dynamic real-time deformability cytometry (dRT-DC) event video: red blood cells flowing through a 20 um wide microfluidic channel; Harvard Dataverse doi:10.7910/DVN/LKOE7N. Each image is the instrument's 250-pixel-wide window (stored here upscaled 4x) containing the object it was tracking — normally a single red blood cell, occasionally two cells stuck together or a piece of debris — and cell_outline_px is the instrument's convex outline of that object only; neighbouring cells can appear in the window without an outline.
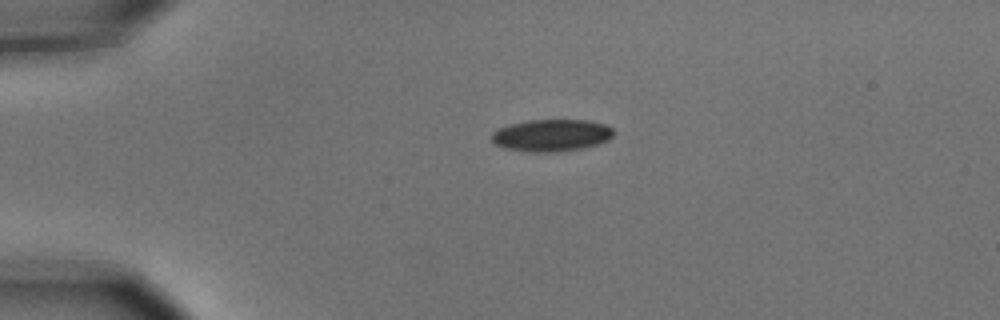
{"species": "common noctule bat (a hibernating species)", "species_latin": "Nyctalus noctula", "temperature_condition": "cold", "stored_images_in_passage": 5, "camera_frame_rate_fps": 3000, "um_per_image_px": 0.085, "animal": {"sex": "male", "body_mass_g": 15.6}, "frame": {"image": 1, "passage_image": 1, "time_ms": 0.0, "image_size_px": [1000, 320], "cell_outline_px": [[612, 136], [608, 140], [584, 148], [560, 152], [528, 152], [504, 148], [496, 144], [492, 140], [492, 132], [500, 128], [512, 124], [528, 120], [588, 120], [604, 124], [612, 128]], "centroid_in_image_um": [46.87, 11.51], "position_along_channel_um": 38.1, "area_um2": 22.72}}
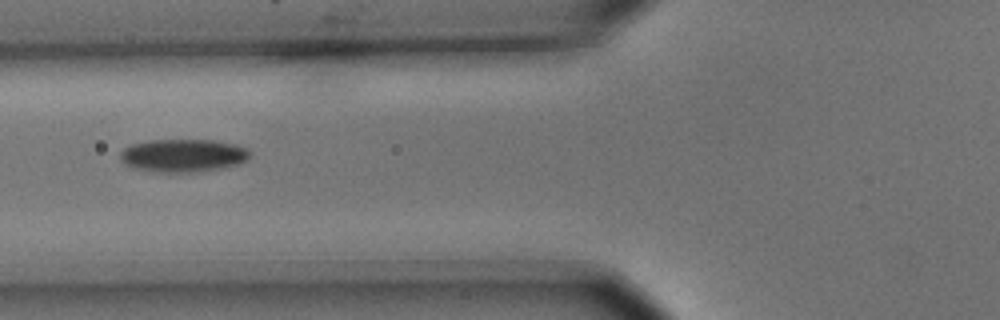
{"frame": {"image": 2, "passage_image": 3, "time_ms": 0.667, "image_size_px": [1000, 320], "cell_outline_px": [[252, 152], [240, 164], [220, 168], [192, 172], [160, 172], [136, 168], [124, 164], [120, 160], [120, 152], [124, 148], [132, 144], [148, 140], [212, 140], [236, 144], [248, 148]], "centroid_in_image_um": [15.56, 13.2], "position_along_channel_um": 110.2, "area_um2": 24.85}}
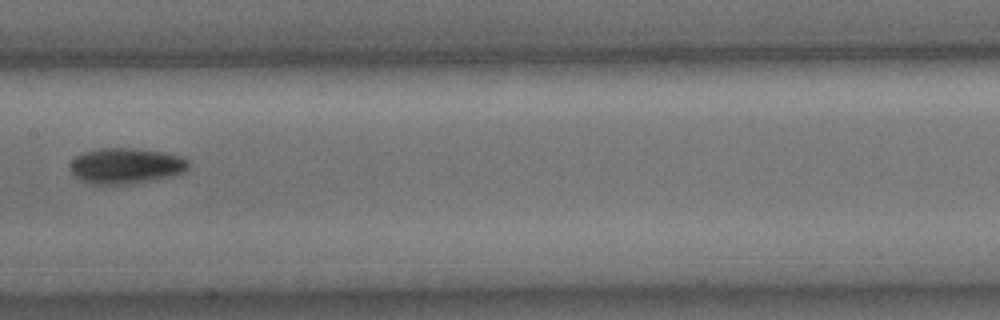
{"frame": {"image": 3, "passage_image": 5, "time_ms": 1.333, "image_size_px": [1000, 320], "cell_outline_px": [[188, 168], [184, 172], [172, 176], [128, 184], [92, 184], [76, 176], [68, 168], [72, 160], [76, 156], [84, 152], [100, 148], [132, 148], [164, 152], [184, 156], [188, 160]], "centroid_in_image_um": [10.72, 14.08], "position_along_channel_um": 196.7, "area_um2": 24.57}}